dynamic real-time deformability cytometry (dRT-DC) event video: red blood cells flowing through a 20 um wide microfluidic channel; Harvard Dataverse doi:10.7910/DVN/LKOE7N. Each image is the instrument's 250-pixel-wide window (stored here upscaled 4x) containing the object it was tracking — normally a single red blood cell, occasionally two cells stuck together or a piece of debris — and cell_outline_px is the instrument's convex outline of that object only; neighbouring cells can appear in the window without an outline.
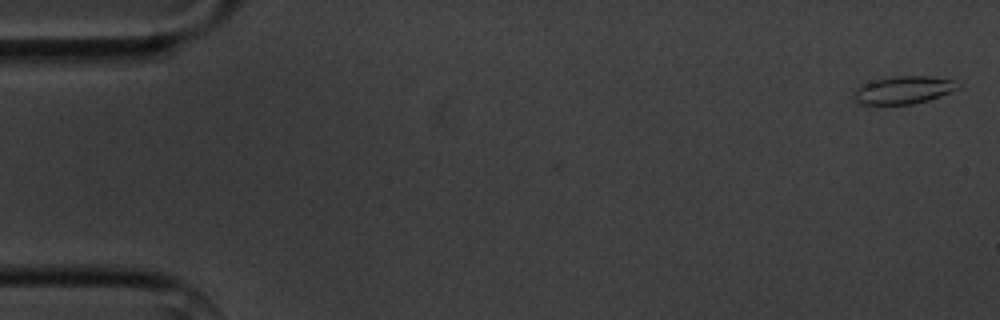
{"species": "common noctule bat (a hibernating species)", "species_latin": "Nyctalus noctula", "temperature_condition": "cold", "stored_images_in_passage": 3, "camera_frame_rate_fps": 3000, "um_per_image_px": 0.085, "animal": {"sex": "male", "body_mass_g": 20.1, "forearm_length_mm": 53.5}, "frame": {"image": 1, "passage_image": 1, "time_ms": 0.0, "image_size_px": [1000, 320], "cell_outline_px": [[960, 88], [940, 96], [928, 100], [912, 104], [860, 104], [852, 100], [852, 92], [856, 88], [864, 84], [876, 80], [896, 76], [928, 76], [952, 80]], "centroid_in_image_um": [76.73, 7.66], "position_along_channel_um": 8.3, "area_um2": 16.65}}